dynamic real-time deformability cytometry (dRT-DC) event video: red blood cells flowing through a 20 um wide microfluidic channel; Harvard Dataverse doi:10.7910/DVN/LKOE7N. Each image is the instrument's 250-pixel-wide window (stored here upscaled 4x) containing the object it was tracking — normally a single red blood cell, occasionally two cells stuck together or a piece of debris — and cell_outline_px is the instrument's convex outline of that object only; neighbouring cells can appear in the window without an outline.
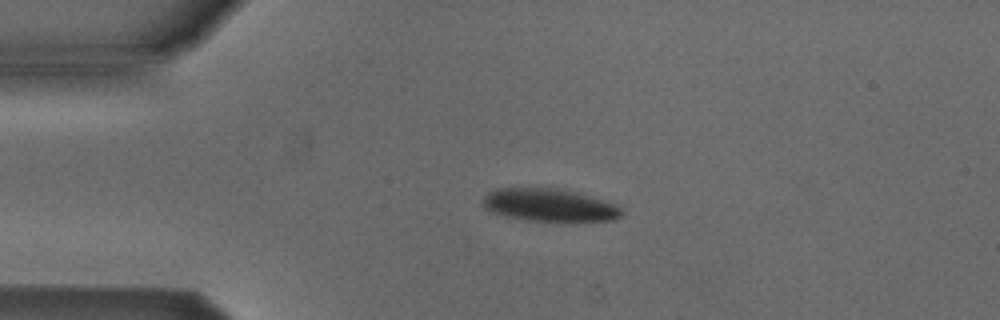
{"species": "Egyptian fruit bat (a non-hibernating species)", "species_latin": "Rousettus aegyptiacus", "temperature_condition": "cold", "stored_images_in_passage": 38, "camera_frame_rate_fps": 3000, "um_per_image_px": 0.085, "animal": {"sex": "male"}, "frame": {"image": 1, "passage_image": 5, "time_ms": 1.333, "image_size_px": [1000, 320], "cell_outline_px": [[624, 212], [620, 216], [612, 220], [576, 224], [528, 220], [504, 216], [492, 212], [484, 208], [484, 196], [488, 192], [496, 188], [564, 188], [616, 204]], "centroid_in_image_um": [46.76, 17.47], "position_along_channel_um": 38.2, "area_um2": 27.4}}
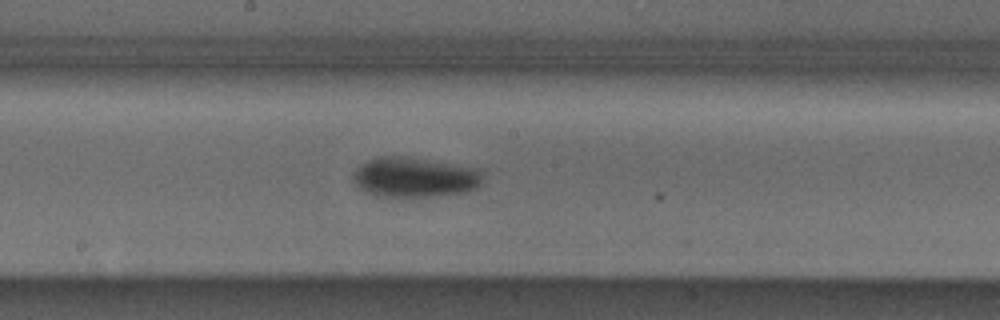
{"frame": {"image": 2, "passage_image": 21, "time_ms": 6.667, "image_size_px": [1000, 320], "cell_outline_px": [[484, 176], [480, 184], [476, 188], [468, 192], [432, 196], [376, 196], [364, 192], [356, 184], [352, 176], [352, 172], [360, 164], [376, 156], [404, 156], [480, 168], [484, 172]], "centroid_in_image_um": [35.25, 15.06], "position_along_channel_um": 212.9, "area_um2": 30.58}}
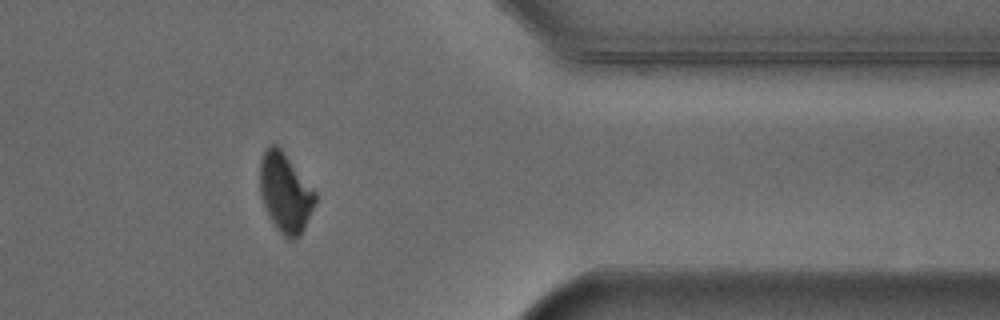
{"frame": {"image": 3, "passage_image": 36, "time_ms": 11.667, "image_size_px": [1000, 320], "cell_outline_px": [[316, 200], [304, 228], [300, 236], [292, 240], [288, 240], [276, 228], [268, 216], [260, 196], [260, 160], [264, 152], [272, 144], [276, 144], [284, 152], [316, 192]], "centroid_in_image_um": [24.23, 16.41], "position_along_channel_um": 387.2, "area_um2": 25.43}, "authors_computed_cell_mechanics": {"area_um2": 28.6688, "velocity_mm_per_s": 3.8586, "shape_relaxation_time_tau1_ms": 3.0916, "shape_relaxation_time_tau2_ms": null, "deformation_change_tau1": 0.0941, "deformation_change_tau2": null}}